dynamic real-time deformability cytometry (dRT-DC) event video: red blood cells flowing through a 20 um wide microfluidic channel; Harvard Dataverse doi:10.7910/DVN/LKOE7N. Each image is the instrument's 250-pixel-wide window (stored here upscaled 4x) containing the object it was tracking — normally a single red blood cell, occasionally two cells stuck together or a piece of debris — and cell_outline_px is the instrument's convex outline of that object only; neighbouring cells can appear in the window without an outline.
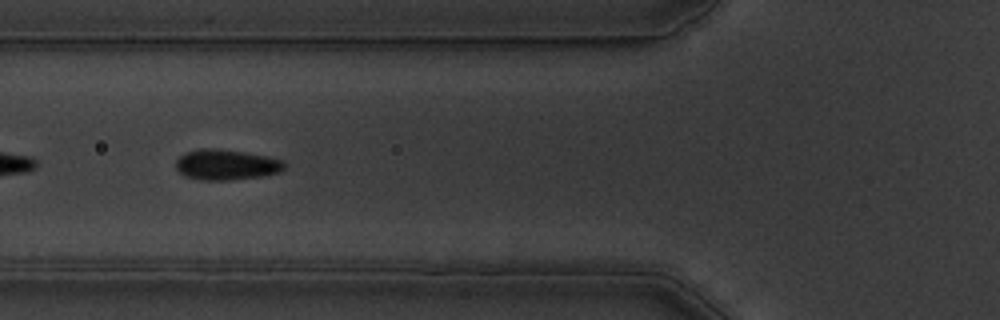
{"species": "common noctule bat (a hibernating species)", "species_latin": "Nyctalus noctula", "temperature_condition": "warm", "stored_images_in_passage": 11, "camera_frame_rate_fps": 3000, "um_per_image_px": 0.085, "animal": {"sex": "male", "body_mass_g": 19.5, "forearm_length_mm": 54.6}, "frame": {"image": 1, "passage_image": 5, "time_ms": 1.333, "image_size_px": [1000, 320], "cell_outline_px": [[288, 164], [280, 172], [264, 176], [228, 180], [200, 180], [184, 176], [176, 168], [176, 160], [184, 152], [196, 148], [216, 148], [244, 152], [284, 160]], "centroid_in_image_um": [19.23, 13.99], "position_along_channel_um": 106.6, "area_um2": 19.54}}
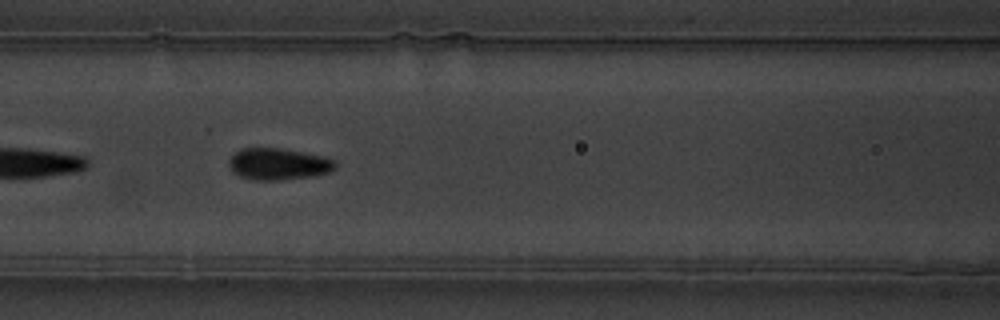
{"frame": {"image": 2, "passage_image": 8, "time_ms": 2.333, "image_size_px": [1000, 320], "cell_outline_px": [[336, 168], [332, 172], [316, 176], [280, 180], [256, 180], [240, 176], [232, 172], [228, 164], [228, 160], [240, 148], [280, 148], [304, 152], [324, 156], [336, 160]], "centroid_in_image_um": [23.7, 13.94], "position_along_channel_um": 142.9, "area_um2": 19.94}}